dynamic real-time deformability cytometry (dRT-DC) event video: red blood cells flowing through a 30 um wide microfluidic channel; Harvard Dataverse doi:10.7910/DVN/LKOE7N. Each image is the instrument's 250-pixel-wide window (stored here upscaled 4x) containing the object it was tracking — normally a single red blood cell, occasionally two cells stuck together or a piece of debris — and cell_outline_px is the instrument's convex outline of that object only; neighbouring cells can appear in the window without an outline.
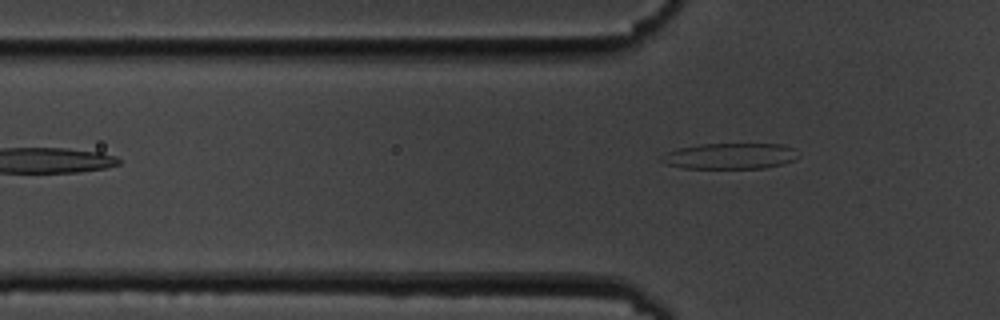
{"species": "common noctule bat (a hibernating species)", "species_latin": "Nyctalus noctula", "temperature_condition": "cold", "stored_images_in_passage": 4, "camera_frame_rate_fps": 3000, "um_per_image_px": 0.085, "animal": {"sex": "male", "body_mass_g": 19.5, "forearm_length_mm": 54.6}, "frame": {"image": 1, "passage_image": 4, "time_ms": 4.0, "image_size_px": [1000, 320], "cell_outline_px": [[800, 156], [796, 160], [784, 164], [764, 168], [684, 168], [664, 164], [660, 160], [668, 152], [676, 148], [700, 144], [784, 144], [796, 148]], "centroid_in_image_um": [62.13, 13.26], "position_along_channel_um": 63.7, "area_um2": 20.92}}